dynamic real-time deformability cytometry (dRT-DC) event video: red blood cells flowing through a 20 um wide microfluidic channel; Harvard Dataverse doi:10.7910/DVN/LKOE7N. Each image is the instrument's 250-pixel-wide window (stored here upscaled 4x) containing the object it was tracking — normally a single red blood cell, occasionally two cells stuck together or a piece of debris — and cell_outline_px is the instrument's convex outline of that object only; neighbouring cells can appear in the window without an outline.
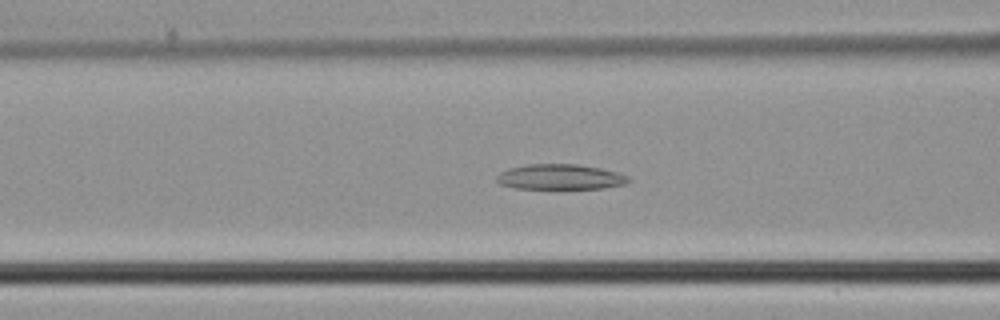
{"species": "common noctule bat (a hibernating species)", "species_latin": "Nyctalus noctula", "temperature_condition": "cold", "stored_images_in_passage": 47, "camera_frame_rate_fps": 3000, "um_per_image_px": 0.085, "animal": {"sex": "male", "body_mass_g": 21.5, "forearm_length_mm": 52.0}, "frame": {"image": 1, "passage_image": 18, "time_ms": 5.667, "image_size_px": [1000, 320], "cell_outline_px": [[632, 180], [624, 184], [604, 188], [516, 188], [500, 184], [496, 180], [496, 176], [500, 172], [508, 168], [528, 164], [576, 164], [600, 168], [616, 172], [628, 176]], "centroid_in_image_um": [47.6, 15.03], "position_along_channel_um": 119.0, "area_um2": 19.31}}
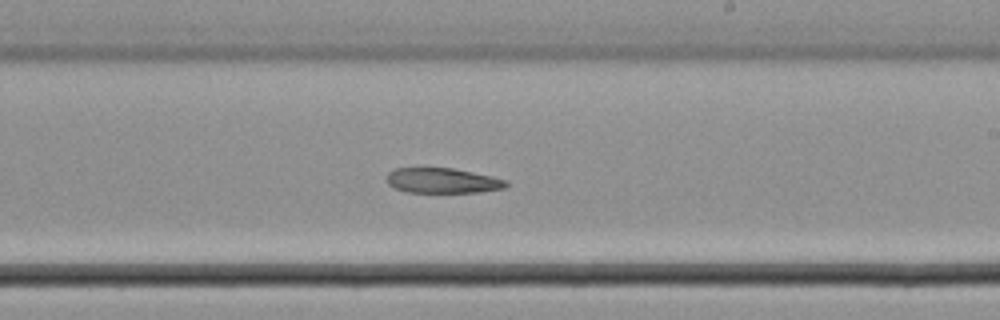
{"frame": {"image": 2, "passage_image": 27, "time_ms": 8.667, "image_size_px": [1000, 320], "cell_outline_px": [[508, 184], [504, 188], [480, 192], [408, 192], [396, 188], [388, 184], [388, 172], [396, 168], [452, 168], [492, 176], [508, 180]], "centroid_in_image_um": [37.65, 15.35], "position_along_channel_um": 251.4, "area_um2": 17.34}}
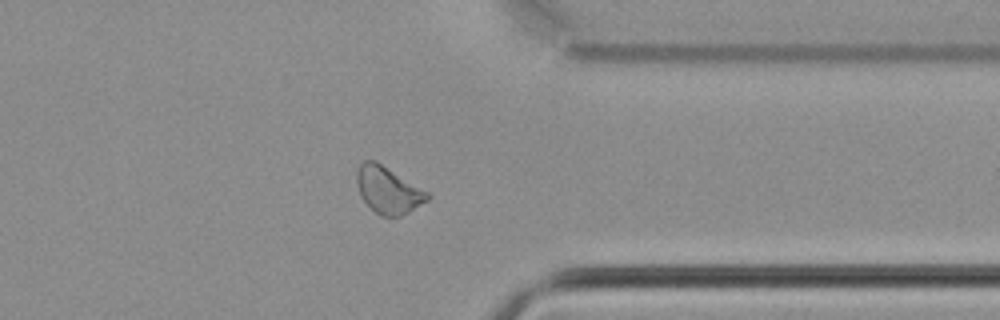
{"frame": {"image": 3, "passage_image": 36, "time_ms": 11.667, "image_size_px": [1000, 320], "cell_outline_px": [[432, 196], [428, 200], [408, 212], [400, 216], [380, 216], [360, 196], [356, 180], [356, 168], [364, 160], [376, 160], [428, 192]], "centroid_in_image_um": [32.97, 16.13], "position_along_channel_um": 378.4, "area_um2": 19.19}}